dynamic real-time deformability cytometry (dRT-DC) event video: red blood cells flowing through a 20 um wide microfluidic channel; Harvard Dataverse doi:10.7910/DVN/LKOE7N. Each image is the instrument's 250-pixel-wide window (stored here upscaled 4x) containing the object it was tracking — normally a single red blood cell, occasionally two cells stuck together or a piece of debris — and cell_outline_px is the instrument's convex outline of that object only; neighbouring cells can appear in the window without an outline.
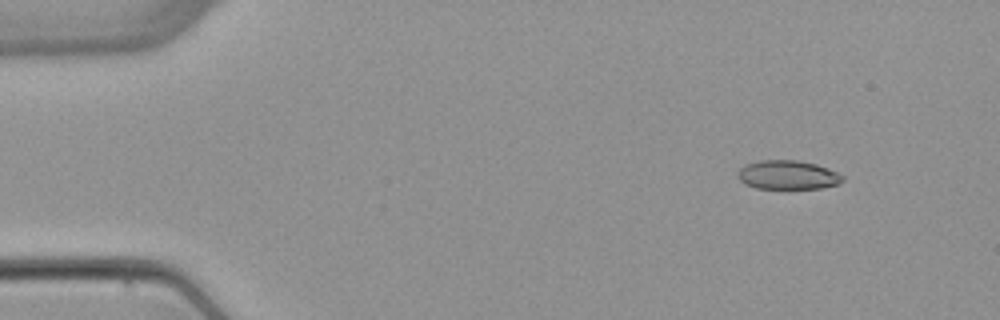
{"species": "common noctule bat (a hibernating species)", "species_latin": "Nyctalus noctula", "temperature_condition": "warm", "stored_images_in_passage": 4, "camera_frame_rate_fps": 3000, "um_per_image_px": 0.085, "animal": {"sex": "female", "body_mass_g": 22.7, "forearm_length_mm": 54.2}, "frame": {"image": 1, "passage_image": 2, "time_ms": 1.333, "image_size_px": [1000, 320], "cell_outline_px": [[844, 180], [840, 184], [820, 188], [756, 188], [744, 184], [736, 176], [736, 172], [744, 164], [760, 160], [796, 160], [816, 164], [828, 168], [844, 176]], "centroid_in_image_um": [66.93, 14.86], "position_along_channel_um": 18.1, "area_um2": 17.86}}
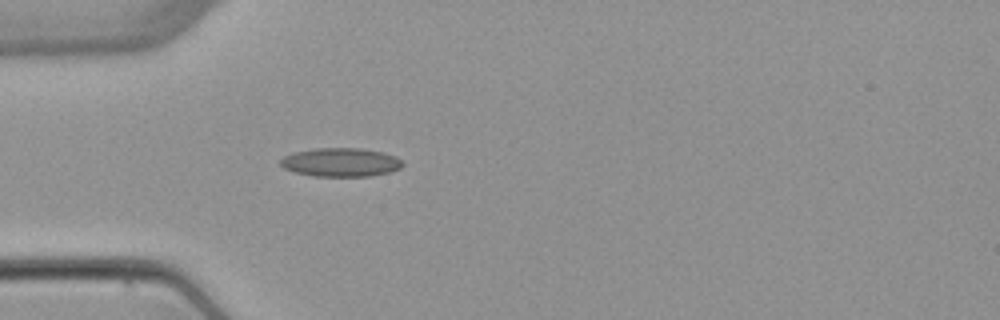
{"frame": {"image": 2, "passage_image": 4, "time_ms": 4.667, "image_size_px": [1000, 320], "cell_outline_px": [[404, 164], [400, 168], [388, 172], [368, 176], [312, 176], [296, 172], [284, 168], [280, 164], [280, 160], [284, 156], [292, 152], [316, 148], [360, 148], [384, 152], [396, 156]], "centroid_in_image_um": [28.95, 13.78], "position_along_channel_um": 56.0, "area_um2": 20.4}}